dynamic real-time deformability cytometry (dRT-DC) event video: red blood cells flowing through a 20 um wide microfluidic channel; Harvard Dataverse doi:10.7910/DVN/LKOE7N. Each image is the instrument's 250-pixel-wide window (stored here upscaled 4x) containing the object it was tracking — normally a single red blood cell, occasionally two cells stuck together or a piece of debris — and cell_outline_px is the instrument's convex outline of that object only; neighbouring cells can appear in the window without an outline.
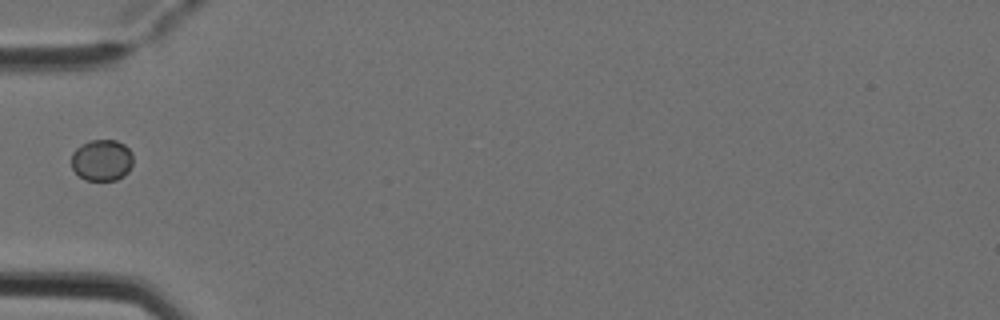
{"species": "Egyptian fruit bat (a non-hibernating species)", "species_latin": "Rousettus aegyptiacus", "temperature_condition": "cold", "stored_images_in_passage": 1, "camera_frame_rate_fps": 3000, "um_per_image_px": 0.085, "animal": {"sex": "female"}, "frame": {"image": 1, "passage_image": 1, "time_ms": 0.0, "image_size_px": [1000, 320], "cell_outline_px": [[132, 164], [128, 172], [124, 176], [116, 180], [84, 180], [72, 168], [72, 152], [76, 148], [88, 140], [116, 140], [124, 144], [132, 152]], "centroid_in_image_um": [8.66, 13.61], "position_along_channel_um": 76.3, "area_um2": 14.97}}